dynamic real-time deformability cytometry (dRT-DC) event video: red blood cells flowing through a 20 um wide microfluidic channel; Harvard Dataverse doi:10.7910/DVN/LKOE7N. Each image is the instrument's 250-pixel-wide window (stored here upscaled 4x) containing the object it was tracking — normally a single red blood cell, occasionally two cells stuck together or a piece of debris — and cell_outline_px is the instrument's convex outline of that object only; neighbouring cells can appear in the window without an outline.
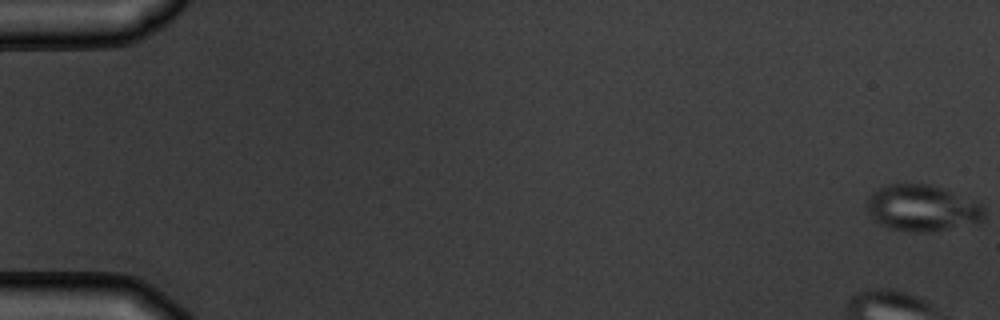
{"species": "common noctule bat (a hibernating species)", "species_latin": "Nyctalus noctula", "temperature_condition": "warm", "stored_images_in_passage": 5, "camera_frame_rate_fps": 3000, "um_per_image_px": 0.085, "animal": {"sex": "male", "body_mass_g": 19.5, "forearm_length_mm": 54.6}, "frame": {"image": 1, "passage_image": 1, "time_ms": 0.0, "image_size_px": [1000, 320], "cell_outline_px": [[984, 220], [932, 232], [912, 232], [888, 228], [880, 224], [872, 216], [868, 208], [868, 196], [876, 188], [888, 184], [928, 184], [944, 188], [980, 204], [984, 208]], "centroid_in_image_um": [78.36, 17.68], "position_along_channel_um": 6.6, "area_um2": 31.39}}